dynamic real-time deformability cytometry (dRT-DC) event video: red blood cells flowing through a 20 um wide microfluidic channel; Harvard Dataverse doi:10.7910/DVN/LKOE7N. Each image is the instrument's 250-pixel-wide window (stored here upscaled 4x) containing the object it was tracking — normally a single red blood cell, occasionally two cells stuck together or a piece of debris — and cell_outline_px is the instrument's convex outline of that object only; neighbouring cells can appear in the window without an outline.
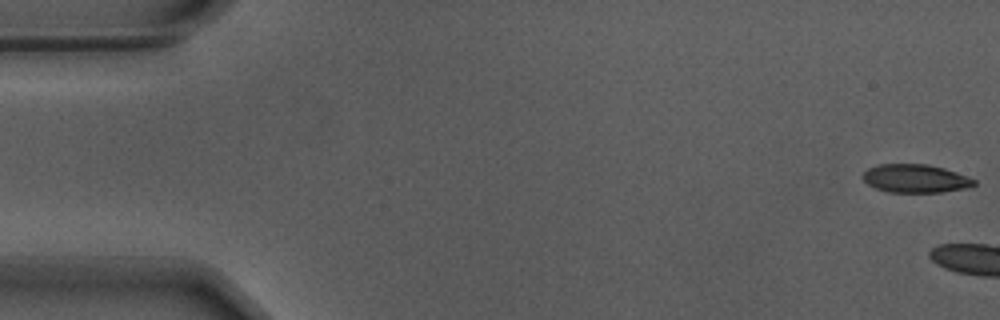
{"species": "Egyptian fruit bat (a non-hibernating species)", "species_latin": "Rousettus aegyptiacus", "temperature_condition": "warm", "stored_images_in_passage": 10, "camera_frame_rate_fps": 3000, "um_per_image_px": 0.085, "animal": {"sex": "male"}, "frame": {"image": 1, "passage_image": 1, "time_ms": 0.0, "image_size_px": [1000, 320], "cell_outline_px": [[976, 184], [972, 188], [944, 192], [888, 192], [876, 188], [868, 184], [860, 176], [868, 168], [880, 164], [928, 164], [944, 168], [968, 176], [976, 180]], "centroid_in_image_um": [77.86, 15.18], "position_along_channel_um": 7.1, "area_um2": 18.61}}